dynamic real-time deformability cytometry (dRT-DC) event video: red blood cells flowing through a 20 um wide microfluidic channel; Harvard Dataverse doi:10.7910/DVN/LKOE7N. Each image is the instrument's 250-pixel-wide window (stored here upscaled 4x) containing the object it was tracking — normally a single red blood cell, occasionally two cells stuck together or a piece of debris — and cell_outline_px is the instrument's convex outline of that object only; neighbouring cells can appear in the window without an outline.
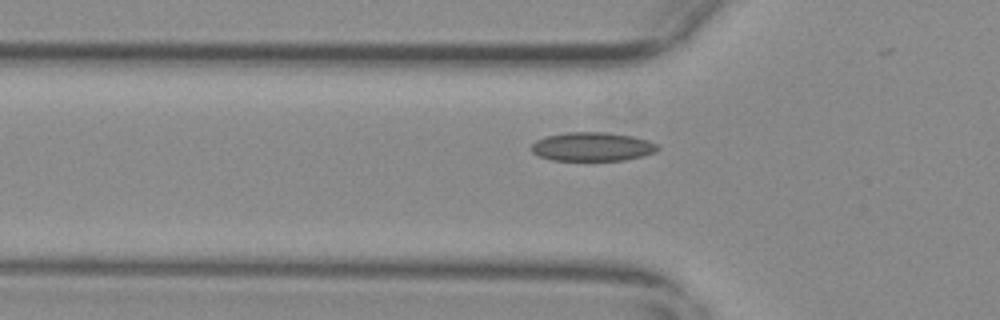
{"species": "common noctule bat (a hibernating species)", "species_latin": "Nyctalus noctula", "temperature_condition": "warm", "stored_images_in_passage": 44, "camera_frame_rate_fps": 3000, "um_per_image_px": 0.085, "animal": {"sex": "female", "body_mass_g": 29.2, "forearm_length_mm": 56.3}, "frame": {"image": 1, "passage_image": 12, "time_ms": 3.667, "image_size_px": [1000, 320], "cell_outline_px": [[660, 148], [656, 152], [644, 156], [624, 160], [552, 160], [540, 156], [532, 152], [532, 144], [536, 140], [544, 136], [568, 132], [604, 132], [632, 136], [648, 140], [660, 144]], "centroid_in_image_um": [50.39, 12.46], "position_along_channel_um": 75.4, "area_um2": 21.33}}
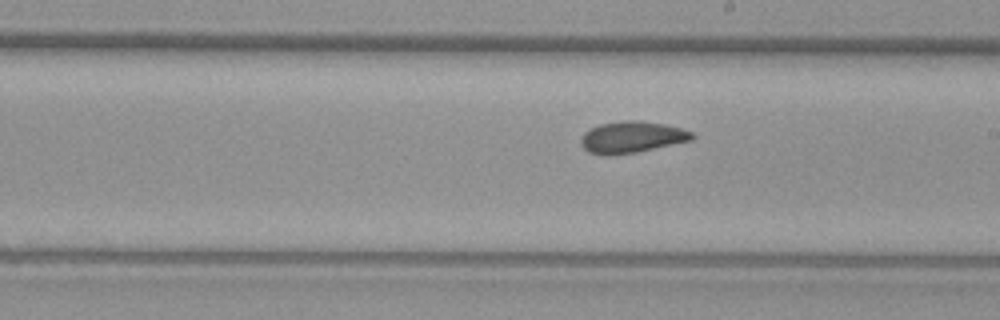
{"frame": {"image": 2, "passage_image": 25, "time_ms": 8.0, "image_size_px": [1000, 320], "cell_outline_px": [[696, 136], [692, 140], [636, 152], [608, 156], [604, 156], [588, 152], [580, 144], [580, 136], [584, 132], [600, 124], [624, 120], [640, 120], [664, 124], [680, 128], [692, 132]], "centroid_in_image_um": [53.67, 11.66], "position_along_channel_um": 235.3, "area_um2": 20.52}}
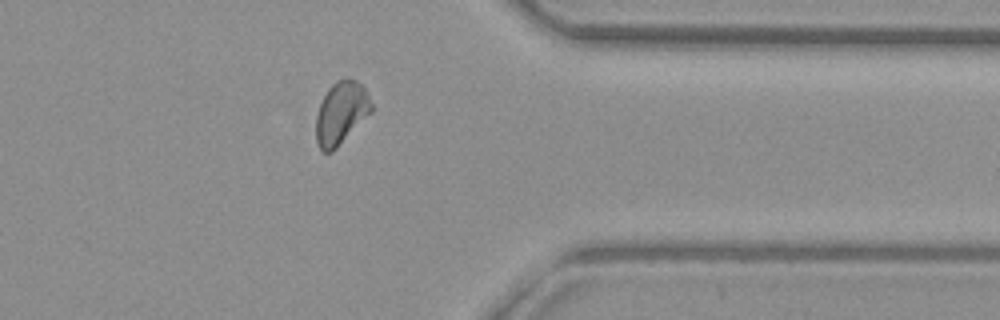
{"frame": {"image": 3, "passage_image": 38, "time_ms": 12.333, "image_size_px": [1000, 320], "cell_outline_px": [[372, 112], [332, 152], [324, 152], [320, 148], [316, 140], [316, 116], [320, 104], [328, 88], [336, 80], [356, 80], [364, 84], [372, 104]], "centroid_in_image_um": [29.01, 9.59], "position_along_channel_um": 382.4, "area_um2": 20.11}}